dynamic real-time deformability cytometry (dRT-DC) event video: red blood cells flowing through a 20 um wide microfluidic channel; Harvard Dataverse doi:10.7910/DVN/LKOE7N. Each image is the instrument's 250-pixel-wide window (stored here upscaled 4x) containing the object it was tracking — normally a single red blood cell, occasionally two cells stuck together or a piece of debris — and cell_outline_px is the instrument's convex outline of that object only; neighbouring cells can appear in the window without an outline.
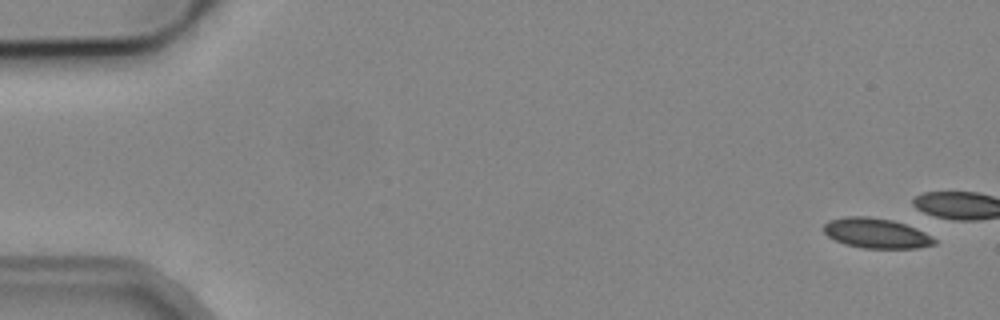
{"species": "common noctule bat (a hibernating species)", "species_latin": "Nyctalus noctula", "temperature_condition": "cold", "stored_images_in_passage": 4, "camera_frame_rate_fps": 3000, "um_per_image_px": 0.085, "animal": {"sex": "male", "body_mass_g": 19.2, "forearm_length_mm": 51.8}, "frame": {"image": 1, "passage_image": 1, "time_ms": 0.0, "image_size_px": [1000, 320], "cell_outline_px": [[936, 244], [916, 248], [864, 248], [844, 244], [828, 236], [824, 232], [824, 224], [828, 220], [844, 216], [868, 216], [892, 220], [916, 228], [932, 236], [936, 240]], "centroid_in_image_um": [74.47, 19.82], "position_along_channel_um": 10.5, "area_um2": 19.36}}